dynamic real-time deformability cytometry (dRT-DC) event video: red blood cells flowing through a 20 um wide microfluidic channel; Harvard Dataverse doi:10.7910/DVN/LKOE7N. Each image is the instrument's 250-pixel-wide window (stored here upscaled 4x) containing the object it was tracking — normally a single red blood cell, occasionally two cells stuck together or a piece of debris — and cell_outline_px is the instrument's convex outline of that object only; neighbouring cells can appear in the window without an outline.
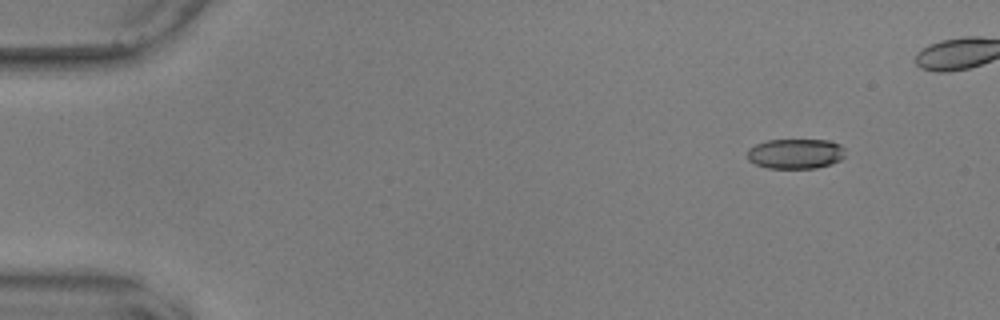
{"species": "common noctule bat (a hibernating species)", "species_latin": "Nyctalus noctula", "temperature_condition": "warm", "stored_images_in_passage": 46, "camera_frame_rate_fps": 3000, "um_per_image_px": 0.085, "animal": {"sex": "male", "body_mass_g": 17.9, "forearm_length_mm": 54.2}, "frame": {"image": 1, "passage_image": 1, "time_ms": 0.0, "image_size_px": [1000, 320], "cell_outline_px": [[844, 156], [840, 160], [832, 164], [816, 168], [768, 168], [756, 164], [748, 160], [748, 148], [756, 144], [768, 140], [828, 140], [840, 144], [844, 148]], "centroid_in_image_um": [67.63, 13.06], "position_along_channel_um": 17.4, "area_um2": 17.17}}
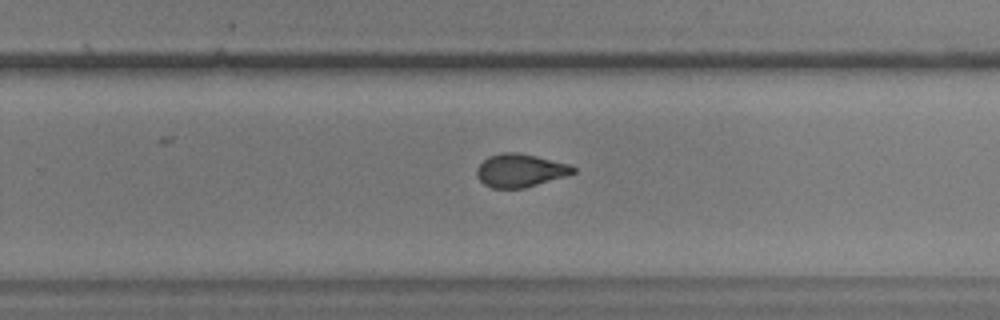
{"frame": {"image": 2, "passage_image": 32, "time_ms": 10.333, "image_size_px": [1000, 320], "cell_outline_px": [[576, 172], [568, 176], [524, 188], [492, 188], [484, 184], [476, 176], [476, 168], [488, 156], [500, 152], [520, 152], [572, 164], [576, 168]], "centroid_in_image_um": [44.25, 14.48], "position_along_channel_um": 285.5, "area_um2": 19.02}}
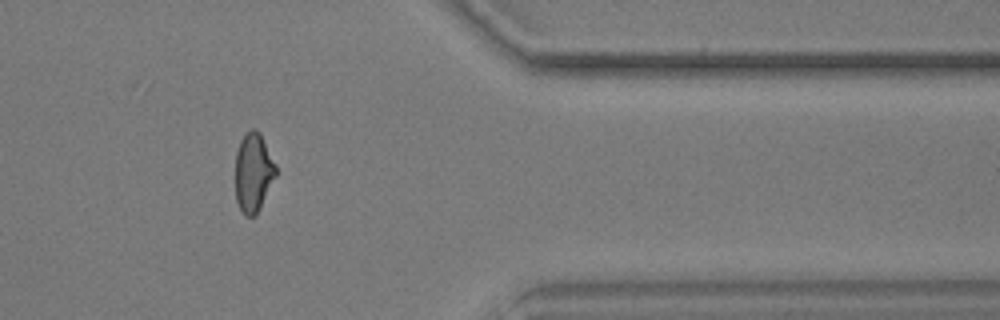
{"frame": {"image": 3, "passage_image": 42, "time_ms": 13.667, "image_size_px": [1000, 320], "cell_outline_px": [[276, 176], [256, 216], [244, 216], [236, 200], [236, 152], [240, 140], [252, 128], [256, 128], [260, 132], [276, 164]], "centroid_in_image_um": [21.54, 14.66], "position_along_channel_um": 389.9, "area_um2": 18.67}}